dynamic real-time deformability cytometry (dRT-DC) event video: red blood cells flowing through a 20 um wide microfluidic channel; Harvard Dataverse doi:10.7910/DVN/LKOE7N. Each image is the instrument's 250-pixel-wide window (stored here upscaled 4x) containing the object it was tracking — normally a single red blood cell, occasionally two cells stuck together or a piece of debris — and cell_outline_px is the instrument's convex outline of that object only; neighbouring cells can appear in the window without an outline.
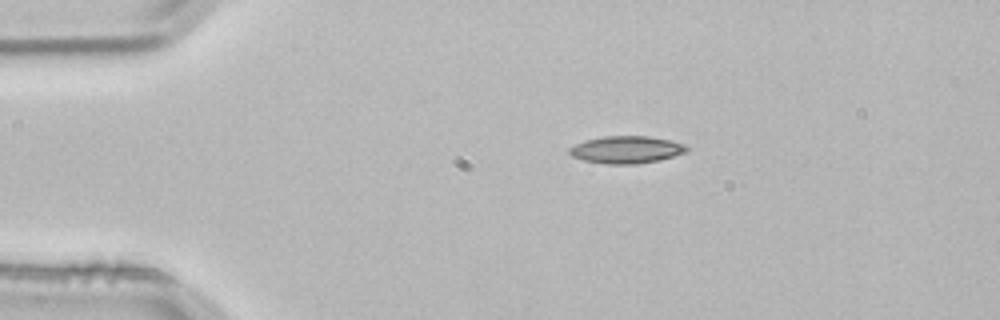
{"species": "common noctule bat (a hibernating species)", "species_latin": "Nyctalus noctula", "temperature_condition": "room temperature", "stored_images_in_passage": 2, "camera_frame_rate_fps": 3000, "um_per_image_px": 0.085, "animal": {"sex": "male", "body_mass_g": 21.5, "forearm_length_mm": 52.0}, "frame": {"image": 1, "passage_image": 1, "time_ms": 0.0, "image_size_px": [1000, 320], "cell_outline_px": [[692, 148], [688, 152], [660, 160], [636, 164], [608, 164], [584, 160], [572, 156], [568, 152], [568, 148], [576, 144], [588, 140], [604, 136], [648, 136], [668, 140], [684, 144]], "centroid_in_image_um": [53.29, 12.73], "position_along_channel_um": 31.7, "area_um2": 18.67}}